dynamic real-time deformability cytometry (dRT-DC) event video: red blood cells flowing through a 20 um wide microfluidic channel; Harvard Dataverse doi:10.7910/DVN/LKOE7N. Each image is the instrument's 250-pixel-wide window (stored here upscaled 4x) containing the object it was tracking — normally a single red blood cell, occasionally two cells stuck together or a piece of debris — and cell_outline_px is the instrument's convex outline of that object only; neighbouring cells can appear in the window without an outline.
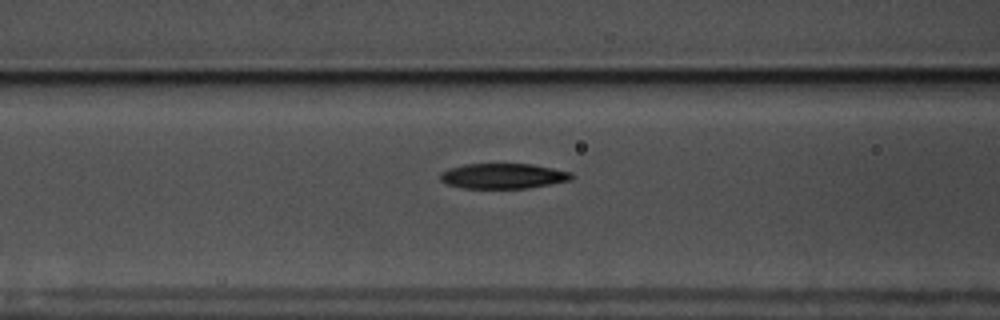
{"species": "common noctule bat (a hibernating species)", "species_latin": "Nyctalus noctula", "temperature_condition": "warm", "stored_images_in_passage": 56, "camera_frame_rate_fps": 3000, "um_per_image_px": 0.085, "animal": {"sex": "male", "body_mass_g": 17.5, "forearm_length_mm": 52.3}, "frame": {"image": 1, "passage_image": 24, "time_ms": 7.667, "image_size_px": [1000, 320], "cell_outline_px": [[576, 176], [572, 180], [528, 188], [464, 188], [448, 184], [440, 180], [440, 172], [448, 168], [464, 164], [532, 164], [572, 172]], "centroid_in_image_um": [42.79, 14.96], "position_along_channel_um": 123.8, "area_um2": 19.42}}
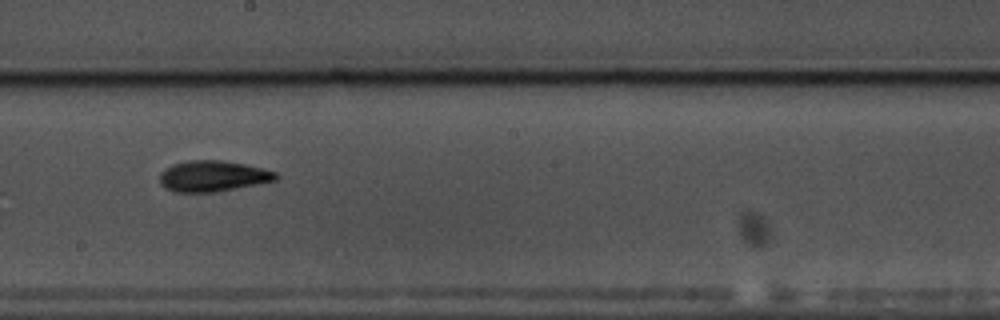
{"frame": {"image": 2, "passage_image": 33, "time_ms": 10.667, "image_size_px": [1000, 320], "cell_outline_px": [[280, 176], [276, 180], [216, 192], [176, 192], [164, 188], [160, 184], [160, 172], [172, 164], [184, 160], [220, 160], [244, 164], [276, 172]], "centroid_in_image_um": [18.05, 14.97], "position_along_channel_um": 230.2, "area_um2": 20.92}}
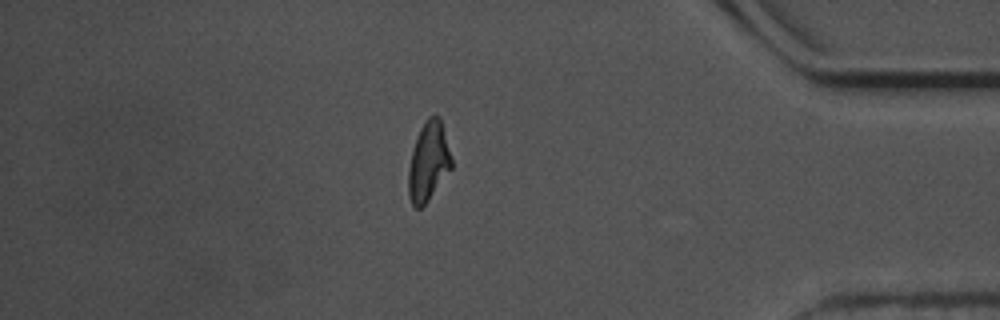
{"frame": {"image": 3, "passage_image": 50, "time_ms": 16.333, "image_size_px": [1000, 320], "cell_outline_px": [[452, 168], [428, 200], [420, 208], [416, 208], [412, 204], [408, 196], [408, 168], [412, 152], [420, 128], [428, 116], [440, 116], [452, 160]], "centroid_in_image_um": [36.41, 13.74], "position_along_channel_um": 398.8, "area_um2": 19.65}}